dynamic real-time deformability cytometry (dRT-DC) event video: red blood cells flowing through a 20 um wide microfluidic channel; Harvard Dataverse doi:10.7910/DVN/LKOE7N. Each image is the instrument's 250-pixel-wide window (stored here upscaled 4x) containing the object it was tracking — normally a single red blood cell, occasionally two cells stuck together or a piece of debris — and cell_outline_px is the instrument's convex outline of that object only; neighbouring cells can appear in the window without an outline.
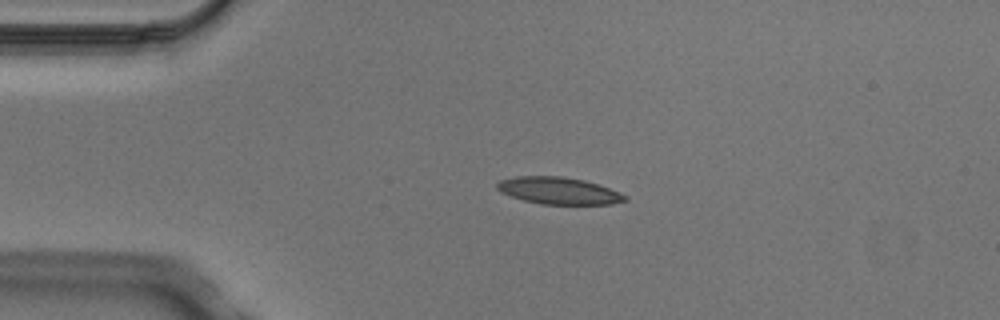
{"species": "Egyptian fruit bat (a non-hibernating species)", "species_latin": "Rousettus aegyptiacus", "temperature_condition": "cold", "stored_images_in_passage": 3, "camera_frame_rate_fps": 3000, "um_per_image_px": 0.085, "animal": {"sex": "male"}, "frame": {"image": 1, "passage_image": 2, "time_ms": 0.333, "image_size_px": [1000, 320], "cell_outline_px": [[628, 200], [612, 204], [540, 204], [524, 200], [500, 192], [496, 188], [496, 184], [500, 180], [516, 176], [564, 176], [584, 180], [620, 192], [628, 196]], "centroid_in_image_um": [47.49, 16.21], "position_along_channel_um": 37.5, "area_um2": 20.11}}